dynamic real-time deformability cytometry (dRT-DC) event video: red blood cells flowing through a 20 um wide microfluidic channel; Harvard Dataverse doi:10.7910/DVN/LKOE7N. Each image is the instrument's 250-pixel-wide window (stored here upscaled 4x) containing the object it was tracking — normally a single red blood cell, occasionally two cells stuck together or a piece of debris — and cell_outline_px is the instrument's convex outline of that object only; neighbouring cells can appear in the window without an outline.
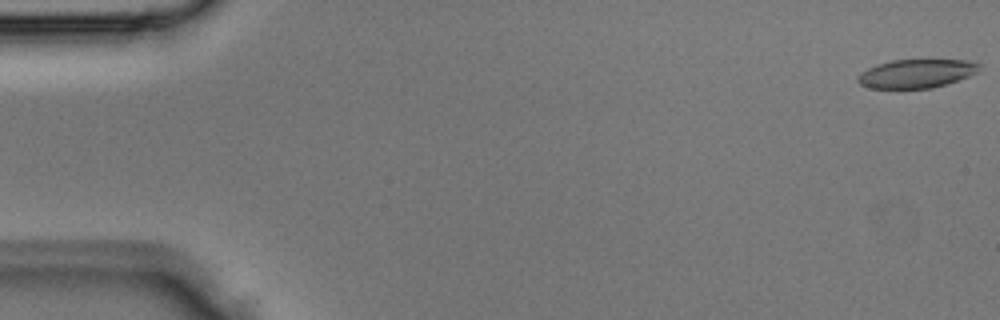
{"species": "Egyptian fruit bat (a non-hibernating species)", "species_latin": "Rousettus aegyptiacus", "temperature_condition": "room temperature", "stored_images_in_passage": 3, "camera_frame_rate_fps": 3000, "um_per_image_px": 0.085, "animal": {"sex": "male"}, "frame": {"image": 1, "passage_image": 1, "time_ms": 0.0, "image_size_px": [1000, 320], "cell_outline_px": [[980, 68], [976, 72], [968, 76], [948, 84], [932, 88], [868, 88], [860, 84], [856, 80], [856, 76], [860, 72], [876, 64], [892, 60], [968, 60], [980, 64]], "centroid_in_image_um": [77.85, 6.25], "position_along_channel_um": 7.1, "area_um2": 20.35}}